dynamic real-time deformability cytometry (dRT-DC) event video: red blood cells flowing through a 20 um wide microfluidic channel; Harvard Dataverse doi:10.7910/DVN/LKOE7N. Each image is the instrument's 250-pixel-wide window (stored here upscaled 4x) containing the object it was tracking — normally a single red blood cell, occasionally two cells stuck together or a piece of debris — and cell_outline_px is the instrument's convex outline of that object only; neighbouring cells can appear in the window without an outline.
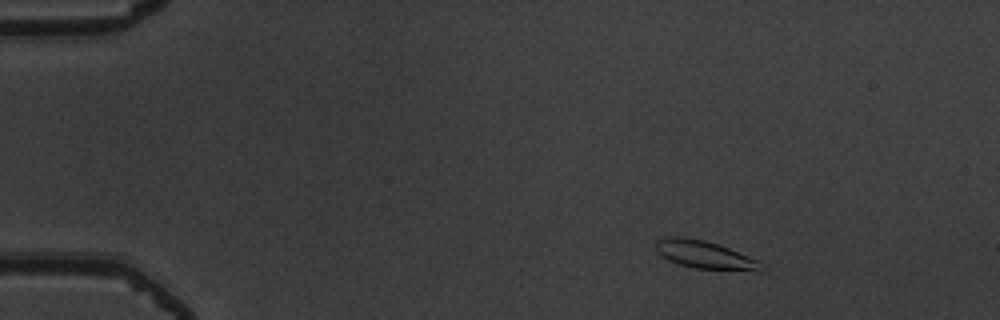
{"species": "common noctule bat (a hibernating species)", "species_latin": "Nyctalus noctula", "temperature_condition": "warm", "stored_images_in_passage": 47, "camera_frame_rate_fps": 3000, "um_per_image_px": 0.085, "animal": {"sex": "male", "body_mass_g": 19.5, "forearm_length_mm": 54.6}, "frame": {"image": 1, "passage_image": 1, "time_ms": 0.0, "image_size_px": [1000, 320], "cell_outline_px": [[768, 268], [764, 272], [756, 272], [696, 268], [680, 264], [656, 252], [656, 240], [672, 236], [676, 236], [704, 240], [728, 248], [756, 260]], "centroid_in_image_um": [59.99, 21.69], "position_along_channel_um": 25.0, "area_um2": 16.99}}
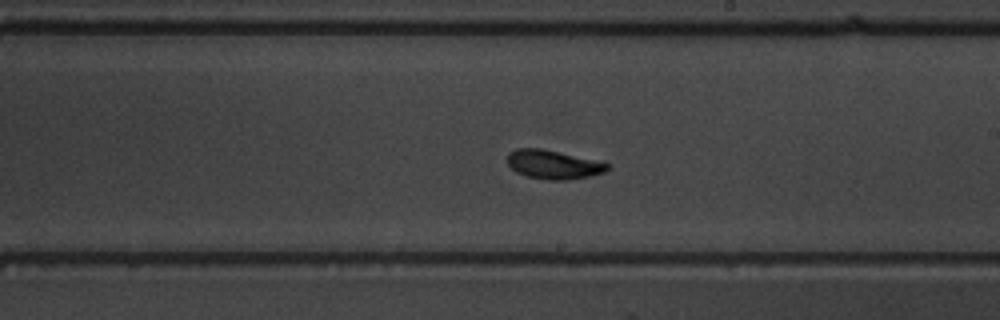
{"frame": {"image": 2, "passage_image": 25, "time_ms": 8.0, "image_size_px": [1000, 320], "cell_outline_px": [[608, 168], [604, 172], [588, 176], [568, 180], [548, 180], [524, 176], [516, 172], [508, 164], [508, 152], [516, 148], [540, 148], [608, 164]], "centroid_in_image_um": [46.94, 14.0], "position_along_channel_um": 242.1, "area_um2": 16.42}}
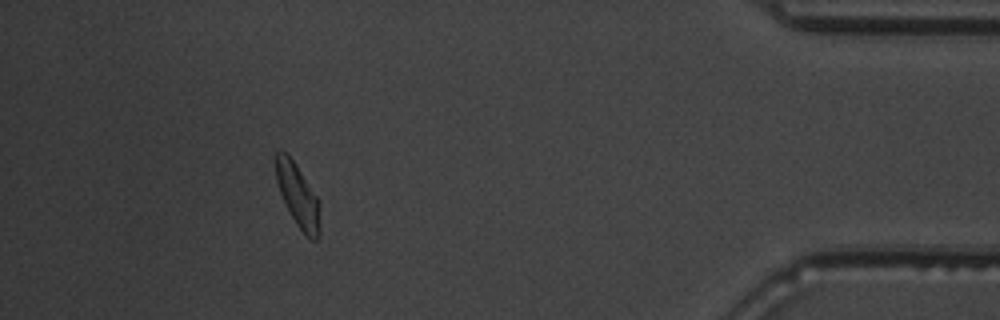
{"frame": {"image": 3, "passage_image": 42, "time_ms": 13.667, "image_size_px": [1000, 320], "cell_outline_px": [[320, 204], [316, 240], [312, 240], [304, 236], [296, 224], [280, 192], [276, 180], [276, 152], [280, 148], [288, 152], [320, 200]], "centroid_in_image_um": [25.3, 16.55], "position_along_channel_um": 409.9, "area_um2": 16.13}, "authors_computed_cell_mechanics": {"area_um2": 16.3574, "velocity_mm_per_s": 3.8214, "shape_relaxation_time_tau1_ms": 2.1752, "shape_relaxation_time_tau2_ms": 2.7621, "deformation_change_tau1": 0.1155, "deformation_change_tau2": 0.0839}}